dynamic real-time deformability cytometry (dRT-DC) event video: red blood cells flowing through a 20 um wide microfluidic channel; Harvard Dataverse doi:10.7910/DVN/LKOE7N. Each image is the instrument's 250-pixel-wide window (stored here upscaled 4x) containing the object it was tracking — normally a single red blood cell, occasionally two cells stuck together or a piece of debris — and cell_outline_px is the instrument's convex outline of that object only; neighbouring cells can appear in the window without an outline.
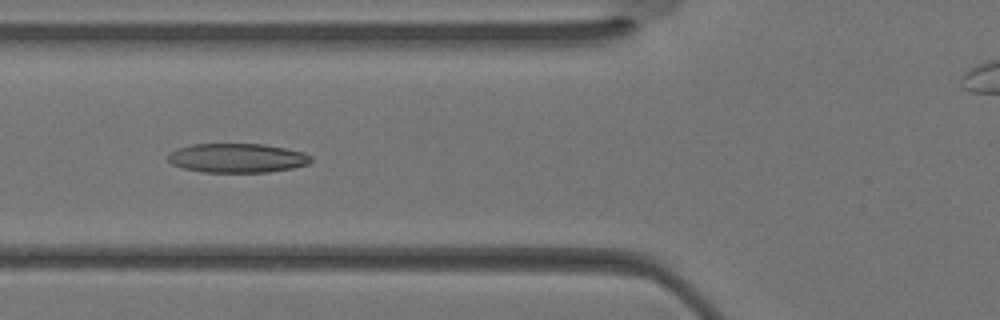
{"species": "Egyptian fruit bat (a non-hibernating species)", "species_latin": "Rousettus aegyptiacus", "temperature_condition": "warm", "stored_images_in_passage": 25, "camera_frame_rate_fps": 3000, "um_per_image_px": 0.085, "animal": {"sex": "female"}, "frame": {"image": 1, "passage_image": 7, "time_ms": 2.0, "image_size_px": [1000, 320], "cell_outline_px": [[312, 160], [308, 164], [292, 168], [268, 172], [204, 172], [184, 168], [172, 164], [168, 160], [168, 156], [176, 148], [192, 144], [264, 144], [304, 152], [312, 156]], "centroid_in_image_um": [20.18, 13.43], "position_along_channel_um": 105.6, "area_um2": 24.28}}
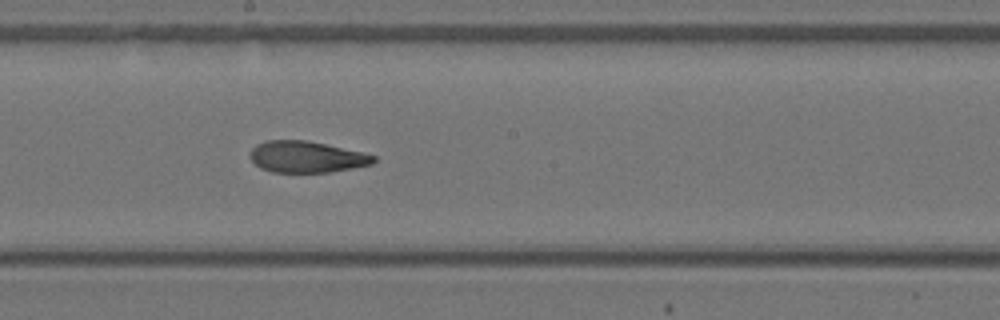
{"frame": {"image": 2, "passage_image": 13, "time_ms": 4.0, "image_size_px": [1000, 320], "cell_outline_px": [[376, 160], [372, 164], [352, 168], [328, 172], [272, 172], [260, 168], [248, 156], [252, 148], [256, 144], [264, 140], [304, 140], [324, 144], [360, 152], [376, 156]], "centroid_in_image_um": [26.0, 13.33], "position_along_channel_um": 222.2, "area_um2": 22.43}}
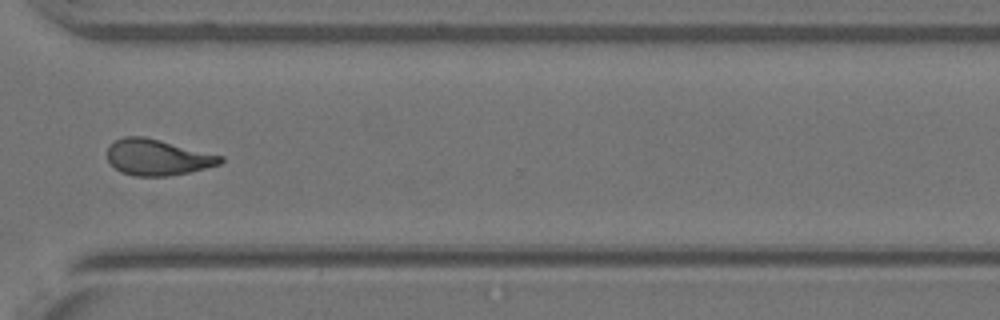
{"frame": {"image": 3, "passage_image": 20, "time_ms": 6.333, "image_size_px": [1000, 320], "cell_outline_px": [[224, 160], [220, 164], [188, 172], [168, 176], [136, 176], [120, 172], [108, 160], [108, 148], [116, 140], [124, 136], [144, 136], [224, 156]], "centroid_in_image_um": [13.4, 13.37], "position_along_channel_um": 357.2, "area_um2": 23.52}}